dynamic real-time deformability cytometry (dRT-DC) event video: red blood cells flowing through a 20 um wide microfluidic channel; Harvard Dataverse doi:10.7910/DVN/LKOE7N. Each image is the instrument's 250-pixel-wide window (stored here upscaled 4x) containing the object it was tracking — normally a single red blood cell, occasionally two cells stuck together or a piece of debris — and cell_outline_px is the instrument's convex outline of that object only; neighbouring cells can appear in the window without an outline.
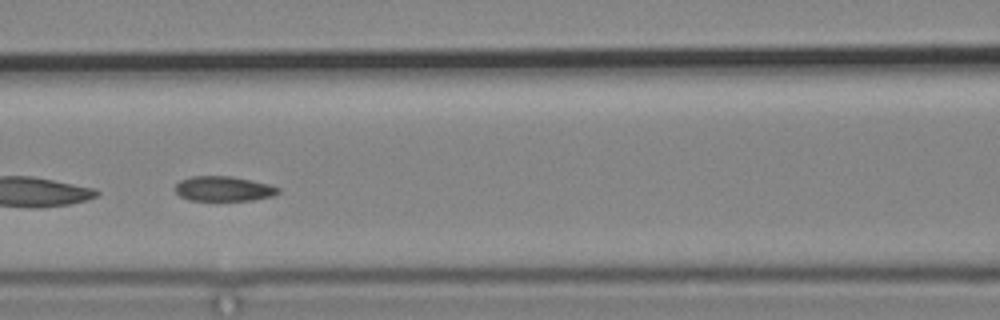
{"species": "common noctule bat (a hibernating species)", "species_latin": "Nyctalus noctula", "temperature_condition": "cold", "stored_images_in_passage": 11, "camera_frame_rate_fps": 3000, "um_per_image_px": 0.085, "animal": {"sex": "male", "body_mass_g": 19.2, "forearm_length_mm": 51.8}, "frame": {"image": 1, "passage_image": 7, "time_ms": 7.667, "image_size_px": [1000, 320], "cell_outline_px": [[280, 192], [272, 196], [252, 200], [192, 200], [180, 196], [176, 192], [176, 184], [180, 180], [192, 176], [232, 176], [268, 184], [280, 188]], "centroid_in_image_um": [19.01, 16.03], "position_along_channel_um": 147.6, "area_um2": 14.8}}
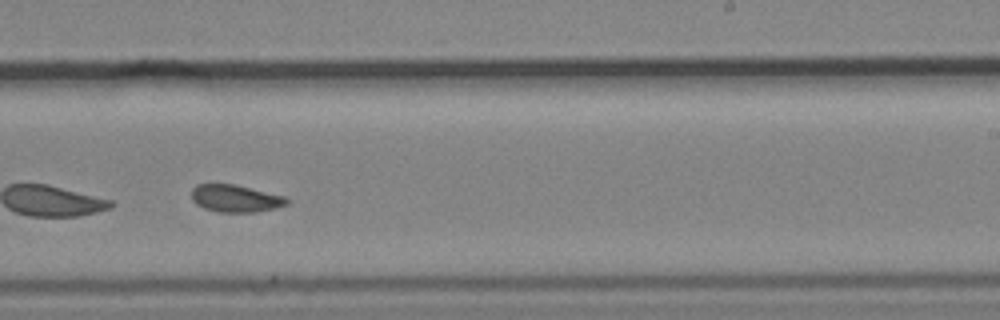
{"frame": {"image": 2, "passage_image": 10, "time_ms": 11.0, "image_size_px": [1000, 320], "cell_outline_px": [[288, 204], [276, 208], [256, 212], [220, 212], [204, 208], [196, 204], [192, 200], [192, 188], [196, 184], [236, 184], [284, 196], [288, 200]], "centroid_in_image_um": [20.01, 16.86], "position_along_channel_um": 269.0, "area_um2": 15.2}}
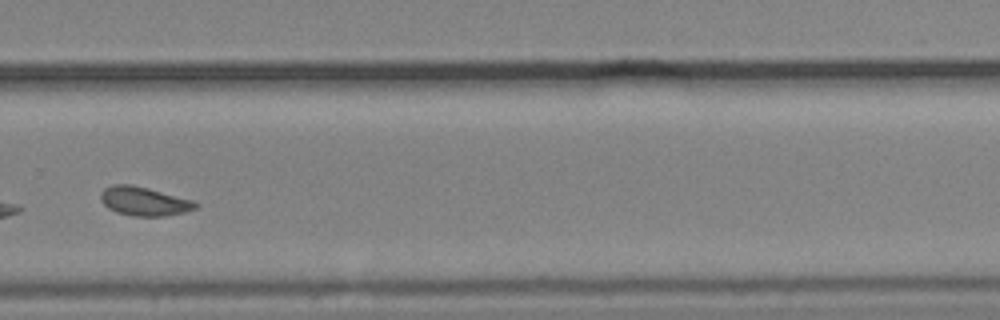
{"frame": {"image": 3, "passage_image": 11, "time_ms": 12.333, "image_size_px": [1000, 320], "cell_outline_px": [[200, 204], [196, 208], [184, 212], [164, 216], [136, 216], [116, 212], [108, 208], [100, 200], [100, 192], [104, 188], [112, 184], [128, 184], [148, 188], [196, 200]], "centroid_in_image_um": [12.27, 17.1], "position_along_channel_um": 317.5, "area_um2": 16.13}}